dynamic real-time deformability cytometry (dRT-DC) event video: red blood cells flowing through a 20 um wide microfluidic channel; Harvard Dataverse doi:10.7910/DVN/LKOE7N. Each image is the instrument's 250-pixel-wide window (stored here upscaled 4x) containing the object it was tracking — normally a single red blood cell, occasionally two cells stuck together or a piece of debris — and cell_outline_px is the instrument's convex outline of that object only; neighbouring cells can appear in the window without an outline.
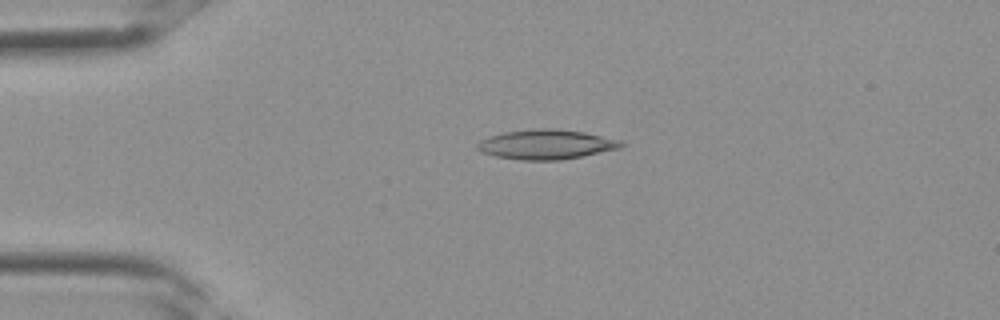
{"species": "Egyptian fruit bat (a non-hibernating species)", "species_latin": "Rousettus aegyptiacus", "temperature_condition": "room temperature", "stored_images_in_passage": 35, "camera_frame_rate_fps": 3000, "um_per_image_px": 0.085, "frame": {"image": 1, "passage_image": 8, "time_ms": 2.333, "image_size_px": [1000, 320], "cell_outline_px": [[628, 144], [620, 148], [560, 160], [520, 160], [496, 156], [480, 152], [476, 148], [476, 144], [480, 140], [488, 136], [504, 132], [540, 128], [552, 128], [584, 132], [620, 140]], "centroid_in_image_um": [46.4, 12.27], "position_along_channel_um": 38.6, "area_um2": 24.85}}
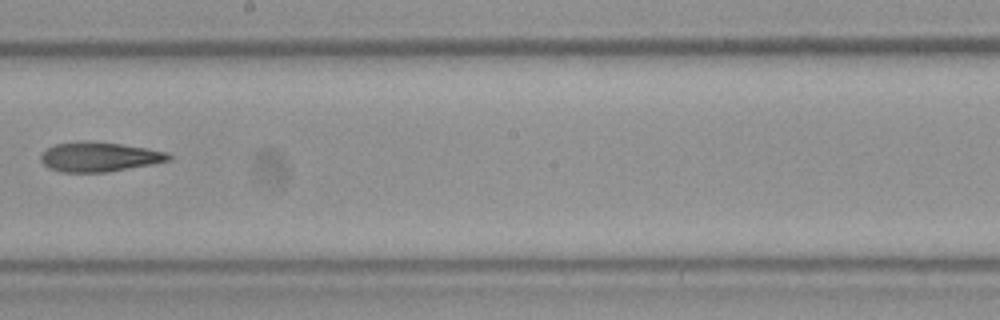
{"frame": {"image": 2, "passage_image": 20, "time_ms": 6.333, "image_size_px": [1000, 320], "cell_outline_px": [[172, 160], [152, 164], [108, 172], [60, 172], [48, 168], [40, 160], [40, 152], [56, 144], [120, 144], [148, 148], [168, 152], [172, 156]], "centroid_in_image_um": [8.48, 13.38], "position_along_channel_um": 239.7, "area_um2": 21.33}}
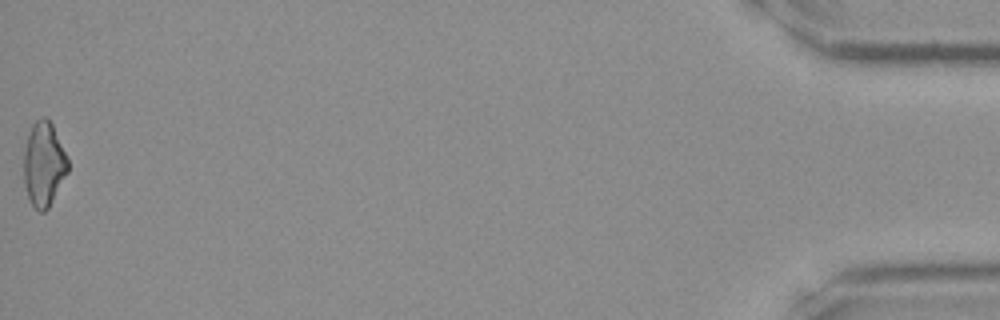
{"frame": {"image": 3, "passage_image": 35, "time_ms": 11.333, "image_size_px": [1000, 320], "cell_outline_px": [[68, 172], [48, 208], [44, 212], [40, 212], [32, 204], [28, 196], [24, 184], [24, 152], [28, 136], [32, 124], [40, 116], [44, 116], [52, 124], [68, 160]], "centroid_in_image_um": [3.72, 13.95], "position_along_channel_um": 431.5, "area_um2": 21.39}}